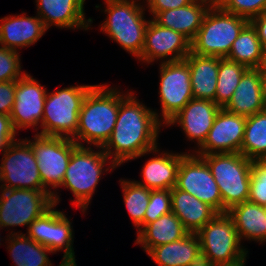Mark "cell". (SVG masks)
<instances>
[{"instance_id": "cell-1", "label": "cell", "mask_w": 266, "mask_h": 266, "mask_svg": "<svg viewBox=\"0 0 266 266\" xmlns=\"http://www.w3.org/2000/svg\"><path fill=\"white\" fill-rule=\"evenodd\" d=\"M128 93L120 97L114 130L101 147L108 158L112 157L110 170L148 152H158L156 140L162 125L158 113L146 108L132 93Z\"/></svg>"}, {"instance_id": "cell-2", "label": "cell", "mask_w": 266, "mask_h": 266, "mask_svg": "<svg viewBox=\"0 0 266 266\" xmlns=\"http://www.w3.org/2000/svg\"><path fill=\"white\" fill-rule=\"evenodd\" d=\"M121 96L120 91L108 89L107 85H95L83 101L78 129L71 139L79 146H83L80 139L96 147H103L114 130Z\"/></svg>"}, {"instance_id": "cell-3", "label": "cell", "mask_w": 266, "mask_h": 266, "mask_svg": "<svg viewBox=\"0 0 266 266\" xmlns=\"http://www.w3.org/2000/svg\"><path fill=\"white\" fill-rule=\"evenodd\" d=\"M248 23L246 18L229 13L218 4L211 5L190 42V52L199 56L226 58L233 41Z\"/></svg>"}, {"instance_id": "cell-4", "label": "cell", "mask_w": 266, "mask_h": 266, "mask_svg": "<svg viewBox=\"0 0 266 266\" xmlns=\"http://www.w3.org/2000/svg\"><path fill=\"white\" fill-rule=\"evenodd\" d=\"M209 166L222 197V213L234 205L248 201L251 159L241 153L201 155Z\"/></svg>"}, {"instance_id": "cell-5", "label": "cell", "mask_w": 266, "mask_h": 266, "mask_svg": "<svg viewBox=\"0 0 266 266\" xmlns=\"http://www.w3.org/2000/svg\"><path fill=\"white\" fill-rule=\"evenodd\" d=\"M136 0H105L106 20L101 30L124 50L139 58L144 47L149 21L144 19L143 8ZM143 9V10H142Z\"/></svg>"}, {"instance_id": "cell-6", "label": "cell", "mask_w": 266, "mask_h": 266, "mask_svg": "<svg viewBox=\"0 0 266 266\" xmlns=\"http://www.w3.org/2000/svg\"><path fill=\"white\" fill-rule=\"evenodd\" d=\"M94 86H70L47 93L41 123L43 129L38 135L72 138L78 129L83 101Z\"/></svg>"}, {"instance_id": "cell-7", "label": "cell", "mask_w": 266, "mask_h": 266, "mask_svg": "<svg viewBox=\"0 0 266 266\" xmlns=\"http://www.w3.org/2000/svg\"><path fill=\"white\" fill-rule=\"evenodd\" d=\"M197 235L202 259L212 265L234 264L247 257L248 251L241 247L234 222L227 213H218Z\"/></svg>"}, {"instance_id": "cell-8", "label": "cell", "mask_w": 266, "mask_h": 266, "mask_svg": "<svg viewBox=\"0 0 266 266\" xmlns=\"http://www.w3.org/2000/svg\"><path fill=\"white\" fill-rule=\"evenodd\" d=\"M107 160L108 156L103 149L94 152L91 147L78 145L71 154L62 186L73 192L76 199L73 202L83 209L82 212L92 199Z\"/></svg>"}, {"instance_id": "cell-9", "label": "cell", "mask_w": 266, "mask_h": 266, "mask_svg": "<svg viewBox=\"0 0 266 266\" xmlns=\"http://www.w3.org/2000/svg\"><path fill=\"white\" fill-rule=\"evenodd\" d=\"M35 135L34 141H26L34 151L44 191L51 192L53 204L56 206L60 198L57 193L46 188L49 185L55 189L62 186L71 154L78 144L71 138L42 136L38 133Z\"/></svg>"}, {"instance_id": "cell-10", "label": "cell", "mask_w": 266, "mask_h": 266, "mask_svg": "<svg viewBox=\"0 0 266 266\" xmlns=\"http://www.w3.org/2000/svg\"><path fill=\"white\" fill-rule=\"evenodd\" d=\"M1 162L0 181L5 184L0 188L44 190L34 151L26 140L12 142Z\"/></svg>"}, {"instance_id": "cell-11", "label": "cell", "mask_w": 266, "mask_h": 266, "mask_svg": "<svg viewBox=\"0 0 266 266\" xmlns=\"http://www.w3.org/2000/svg\"><path fill=\"white\" fill-rule=\"evenodd\" d=\"M0 224L2 227L29 225L54 204L51 192L31 189H1Z\"/></svg>"}, {"instance_id": "cell-12", "label": "cell", "mask_w": 266, "mask_h": 266, "mask_svg": "<svg viewBox=\"0 0 266 266\" xmlns=\"http://www.w3.org/2000/svg\"><path fill=\"white\" fill-rule=\"evenodd\" d=\"M175 187L190 193L213 207L218 213H222L219 187L209 166L201 156L189 153L182 157Z\"/></svg>"}, {"instance_id": "cell-13", "label": "cell", "mask_w": 266, "mask_h": 266, "mask_svg": "<svg viewBox=\"0 0 266 266\" xmlns=\"http://www.w3.org/2000/svg\"><path fill=\"white\" fill-rule=\"evenodd\" d=\"M159 84L163 123L168 124L194 98L187 61L161 62Z\"/></svg>"}, {"instance_id": "cell-14", "label": "cell", "mask_w": 266, "mask_h": 266, "mask_svg": "<svg viewBox=\"0 0 266 266\" xmlns=\"http://www.w3.org/2000/svg\"><path fill=\"white\" fill-rule=\"evenodd\" d=\"M53 207L55 205L29 225L28 237L53 253L64 247L63 257H75L71 222L62 211Z\"/></svg>"}, {"instance_id": "cell-15", "label": "cell", "mask_w": 266, "mask_h": 266, "mask_svg": "<svg viewBox=\"0 0 266 266\" xmlns=\"http://www.w3.org/2000/svg\"><path fill=\"white\" fill-rule=\"evenodd\" d=\"M246 117L221 108L204 144L195 151L198 156L220 153H241Z\"/></svg>"}, {"instance_id": "cell-16", "label": "cell", "mask_w": 266, "mask_h": 266, "mask_svg": "<svg viewBox=\"0 0 266 266\" xmlns=\"http://www.w3.org/2000/svg\"><path fill=\"white\" fill-rule=\"evenodd\" d=\"M46 92L44 86L26 73L16 80L14 106L10 115L15 131L42 123Z\"/></svg>"}, {"instance_id": "cell-17", "label": "cell", "mask_w": 266, "mask_h": 266, "mask_svg": "<svg viewBox=\"0 0 266 266\" xmlns=\"http://www.w3.org/2000/svg\"><path fill=\"white\" fill-rule=\"evenodd\" d=\"M189 53L190 41L185 36L149 20L144 47L138 59L151 63L157 58H166L163 62H172L185 59Z\"/></svg>"}, {"instance_id": "cell-18", "label": "cell", "mask_w": 266, "mask_h": 266, "mask_svg": "<svg viewBox=\"0 0 266 266\" xmlns=\"http://www.w3.org/2000/svg\"><path fill=\"white\" fill-rule=\"evenodd\" d=\"M221 107L212 100L192 98L169 122L178 123L189 140L202 146Z\"/></svg>"}, {"instance_id": "cell-19", "label": "cell", "mask_w": 266, "mask_h": 266, "mask_svg": "<svg viewBox=\"0 0 266 266\" xmlns=\"http://www.w3.org/2000/svg\"><path fill=\"white\" fill-rule=\"evenodd\" d=\"M85 0H36L38 17L46 29L55 25L60 28L88 29L92 19H85Z\"/></svg>"}, {"instance_id": "cell-20", "label": "cell", "mask_w": 266, "mask_h": 266, "mask_svg": "<svg viewBox=\"0 0 266 266\" xmlns=\"http://www.w3.org/2000/svg\"><path fill=\"white\" fill-rule=\"evenodd\" d=\"M24 15L8 16L0 20L1 46L17 51L18 47L24 48L36 43L47 31L38 16Z\"/></svg>"}, {"instance_id": "cell-21", "label": "cell", "mask_w": 266, "mask_h": 266, "mask_svg": "<svg viewBox=\"0 0 266 266\" xmlns=\"http://www.w3.org/2000/svg\"><path fill=\"white\" fill-rule=\"evenodd\" d=\"M224 109L246 118L265 110L262 101V68H249L242 75Z\"/></svg>"}, {"instance_id": "cell-22", "label": "cell", "mask_w": 266, "mask_h": 266, "mask_svg": "<svg viewBox=\"0 0 266 266\" xmlns=\"http://www.w3.org/2000/svg\"><path fill=\"white\" fill-rule=\"evenodd\" d=\"M211 5L206 0H194L191 4L180 8L160 11L153 17V20L163 27L181 33L191 42Z\"/></svg>"}, {"instance_id": "cell-23", "label": "cell", "mask_w": 266, "mask_h": 266, "mask_svg": "<svg viewBox=\"0 0 266 266\" xmlns=\"http://www.w3.org/2000/svg\"><path fill=\"white\" fill-rule=\"evenodd\" d=\"M171 207L189 233H197L218 214L207 203L176 187L171 189Z\"/></svg>"}, {"instance_id": "cell-24", "label": "cell", "mask_w": 266, "mask_h": 266, "mask_svg": "<svg viewBox=\"0 0 266 266\" xmlns=\"http://www.w3.org/2000/svg\"><path fill=\"white\" fill-rule=\"evenodd\" d=\"M147 254L159 266H189L202 259L197 233L154 247Z\"/></svg>"}, {"instance_id": "cell-25", "label": "cell", "mask_w": 266, "mask_h": 266, "mask_svg": "<svg viewBox=\"0 0 266 266\" xmlns=\"http://www.w3.org/2000/svg\"><path fill=\"white\" fill-rule=\"evenodd\" d=\"M220 59V57L199 56L192 52L186 56L192 94L195 99H206L215 102Z\"/></svg>"}, {"instance_id": "cell-26", "label": "cell", "mask_w": 266, "mask_h": 266, "mask_svg": "<svg viewBox=\"0 0 266 266\" xmlns=\"http://www.w3.org/2000/svg\"><path fill=\"white\" fill-rule=\"evenodd\" d=\"M188 233L180 219L170 212L144 226L137 233L135 243L141 244L148 253L152 248L177 241Z\"/></svg>"}, {"instance_id": "cell-27", "label": "cell", "mask_w": 266, "mask_h": 266, "mask_svg": "<svg viewBox=\"0 0 266 266\" xmlns=\"http://www.w3.org/2000/svg\"><path fill=\"white\" fill-rule=\"evenodd\" d=\"M227 214L232 218L240 240L266 241V213L264 206L245 201L232 206Z\"/></svg>"}, {"instance_id": "cell-28", "label": "cell", "mask_w": 266, "mask_h": 266, "mask_svg": "<svg viewBox=\"0 0 266 266\" xmlns=\"http://www.w3.org/2000/svg\"><path fill=\"white\" fill-rule=\"evenodd\" d=\"M162 155V156H161ZM160 157L148 160L142 167L144 183L137 182L150 190L173 189L177 182V173L183 154L161 153Z\"/></svg>"}, {"instance_id": "cell-29", "label": "cell", "mask_w": 266, "mask_h": 266, "mask_svg": "<svg viewBox=\"0 0 266 266\" xmlns=\"http://www.w3.org/2000/svg\"><path fill=\"white\" fill-rule=\"evenodd\" d=\"M227 59L240 63L247 68H263L265 48L262 46L256 29L249 22L233 41Z\"/></svg>"}, {"instance_id": "cell-30", "label": "cell", "mask_w": 266, "mask_h": 266, "mask_svg": "<svg viewBox=\"0 0 266 266\" xmlns=\"http://www.w3.org/2000/svg\"><path fill=\"white\" fill-rule=\"evenodd\" d=\"M8 245L16 266H52L49 261L48 253H53L45 246L35 242L25 234L11 232ZM47 253V254H46Z\"/></svg>"}, {"instance_id": "cell-31", "label": "cell", "mask_w": 266, "mask_h": 266, "mask_svg": "<svg viewBox=\"0 0 266 266\" xmlns=\"http://www.w3.org/2000/svg\"><path fill=\"white\" fill-rule=\"evenodd\" d=\"M241 154L251 160H266V110L246 118Z\"/></svg>"}, {"instance_id": "cell-32", "label": "cell", "mask_w": 266, "mask_h": 266, "mask_svg": "<svg viewBox=\"0 0 266 266\" xmlns=\"http://www.w3.org/2000/svg\"><path fill=\"white\" fill-rule=\"evenodd\" d=\"M248 69L249 68L246 66L227 58L220 59L215 95V103L218 106L224 108L228 104L242 78V75Z\"/></svg>"}, {"instance_id": "cell-33", "label": "cell", "mask_w": 266, "mask_h": 266, "mask_svg": "<svg viewBox=\"0 0 266 266\" xmlns=\"http://www.w3.org/2000/svg\"><path fill=\"white\" fill-rule=\"evenodd\" d=\"M120 181L126 208L139 232L144 227V215L149 204L151 190L135 181H122V179Z\"/></svg>"}, {"instance_id": "cell-34", "label": "cell", "mask_w": 266, "mask_h": 266, "mask_svg": "<svg viewBox=\"0 0 266 266\" xmlns=\"http://www.w3.org/2000/svg\"><path fill=\"white\" fill-rule=\"evenodd\" d=\"M250 202L266 206V160H253L249 189Z\"/></svg>"}, {"instance_id": "cell-35", "label": "cell", "mask_w": 266, "mask_h": 266, "mask_svg": "<svg viewBox=\"0 0 266 266\" xmlns=\"http://www.w3.org/2000/svg\"><path fill=\"white\" fill-rule=\"evenodd\" d=\"M170 212H172L171 190H151L149 204L144 215V226Z\"/></svg>"}, {"instance_id": "cell-36", "label": "cell", "mask_w": 266, "mask_h": 266, "mask_svg": "<svg viewBox=\"0 0 266 266\" xmlns=\"http://www.w3.org/2000/svg\"><path fill=\"white\" fill-rule=\"evenodd\" d=\"M218 5L223 10L250 21L266 9V0H221Z\"/></svg>"}, {"instance_id": "cell-37", "label": "cell", "mask_w": 266, "mask_h": 266, "mask_svg": "<svg viewBox=\"0 0 266 266\" xmlns=\"http://www.w3.org/2000/svg\"><path fill=\"white\" fill-rule=\"evenodd\" d=\"M19 53L15 50L0 46V82L20 79L21 74Z\"/></svg>"}, {"instance_id": "cell-38", "label": "cell", "mask_w": 266, "mask_h": 266, "mask_svg": "<svg viewBox=\"0 0 266 266\" xmlns=\"http://www.w3.org/2000/svg\"><path fill=\"white\" fill-rule=\"evenodd\" d=\"M16 92V80L0 82V114L11 115Z\"/></svg>"}, {"instance_id": "cell-39", "label": "cell", "mask_w": 266, "mask_h": 266, "mask_svg": "<svg viewBox=\"0 0 266 266\" xmlns=\"http://www.w3.org/2000/svg\"><path fill=\"white\" fill-rule=\"evenodd\" d=\"M15 134L16 131L13 128L10 116L0 114V151L4 152L15 141Z\"/></svg>"}, {"instance_id": "cell-40", "label": "cell", "mask_w": 266, "mask_h": 266, "mask_svg": "<svg viewBox=\"0 0 266 266\" xmlns=\"http://www.w3.org/2000/svg\"><path fill=\"white\" fill-rule=\"evenodd\" d=\"M194 0H147L150 13L155 16L160 11H165L189 5Z\"/></svg>"}, {"instance_id": "cell-41", "label": "cell", "mask_w": 266, "mask_h": 266, "mask_svg": "<svg viewBox=\"0 0 266 266\" xmlns=\"http://www.w3.org/2000/svg\"><path fill=\"white\" fill-rule=\"evenodd\" d=\"M256 29L257 36L264 48H266V9L249 21Z\"/></svg>"}, {"instance_id": "cell-42", "label": "cell", "mask_w": 266, "mask_h": 266, "mask_svg": "<svg viewBox=\"0 0 266 266\" xmlns=\"http://www.w3.org/2000/svg\"><path fill=\"white\" fill-rule=\"evenodd\" d=\"M262 101L266 110V69L262 68Z\"/></svg>"}, {"instance_id": "cell-43", "label": "cell", "mask_w": 266, "mask_h": 266, "mask_svg": "<svg viewBox=\"0 0 266 266\" xmlns=\"http://www.w3.org/2000/svg\"><path fill=\"white\" fill-rule=\"evenodd\" d=\"M75 257H63V260L59 266H77Z\"/></svg>"}, {"instance_id": "cell-44", "label": "cell", "mask_w": 266, "mask_h": 266, "mask_svg": "<svg viewBox=\"0 0 266 266\" xmlns=\"http://www.w3.org/2000/svg\"><path fill=\"white\" fill-rule=\"evenodd\" d=\"M189 266H214L212 264H210L209 262H207L204 259H200L198 262L193 263L192 265Z\"/></svg>"}, {"instance_id": "cell-45", "label": "cell", "mask_w": 266, "mask_h": 266, "mask_svg": "<svg viewBox=\"0 0 266 266\" xmlns=\"http://www.w3.org/2000/svg\"><path fill=\"white\" fill-rule=\"evenodd\" d=\"M245 260L246 259H243V260L238 261V262H236L234 264H224V265H214V266H244Z\"/></svg>"}, {"instance_id": "cell-46", "label": "cell", "mask_w": 266, "mask_h": 266, "mask_svg": "<svg viewBox=\"0 0 266 266\" xmlns=\"http://www.w3.org/2000/svg\"><path fill=\"white\" fill-rule=\"evenodd\" d=\"M210 2L212 5L218 4L221 0H206Z\"/></svg>"}, {"instance_id": "cell-47", "label": "cell", "mask_w": 266, "mask_h": 266, "mask_svg": "<svg viewBox=\"0 0 266 266\" xmlns=\"http://www.w3.org/2000/svg\"><path fill=\"white\" fill-rule=\"evenodd\" d=\"M266 69V48H265V62H264V67Z\"/></svg>"}]
</instances>
